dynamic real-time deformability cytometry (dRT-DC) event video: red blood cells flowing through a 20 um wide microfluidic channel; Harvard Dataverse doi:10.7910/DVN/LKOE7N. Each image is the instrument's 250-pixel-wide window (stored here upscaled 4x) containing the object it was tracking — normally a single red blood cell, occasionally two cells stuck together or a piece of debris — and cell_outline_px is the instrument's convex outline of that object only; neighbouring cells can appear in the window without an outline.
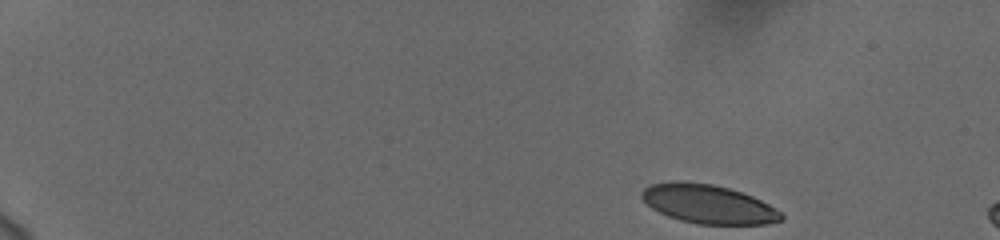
{"species": "human", "species_latin": "Homo sapiens", "temperature_condition": "cold", "stored_images_in_passage": 50, "camera_frame_rate_fps": 3000, "um_per_image_px": 0.085, "donor": {"sex": "female"}, "frame": {"image": 1, "passage_image": 1, "time_ms": 0.0, "image_size_px": [1000, 240], "cell_outline_px": [[784, 220], [764, 224], [700, 224], [680, 220], [668, 216], [652, 208], [640, 196], [640, 192], [644, 188], [652, 184], [672, 180], [680, 180], [712, 184], [728, 188], [752, 196], [768, 204], [780, 212], [784, 216]], "centroid_in_image_um": [60.18, 17.33], "position_along_channel_um": 24.8, "area_um2": 31.5}}
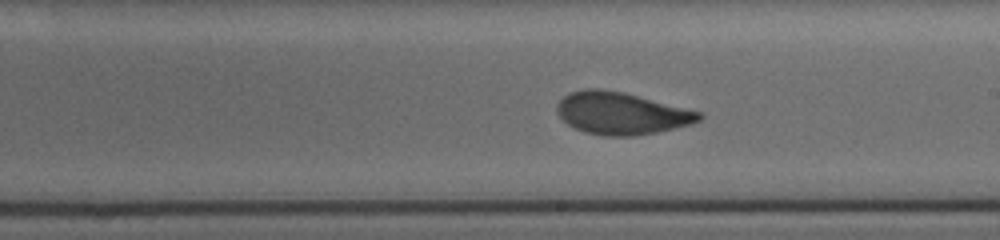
{"frame": {"image": 2, "passage_image": 29, "time_ms": 9.333, "image_size_px": [1000, 240], "cell_outline_px": [[704, 116], [700, 120], [692, 124], [656, 132], [632, 136], [604, 136], [584, 132], [568, 124], [556, 112], [556, 104], [568, 92], [584, 88], [600, 88], [624, 92], [700, 112]], "centroid_in_image_um": [52.78, 9.62], "position_along_channel_um": 236.2, "area_um2": 34.91}}
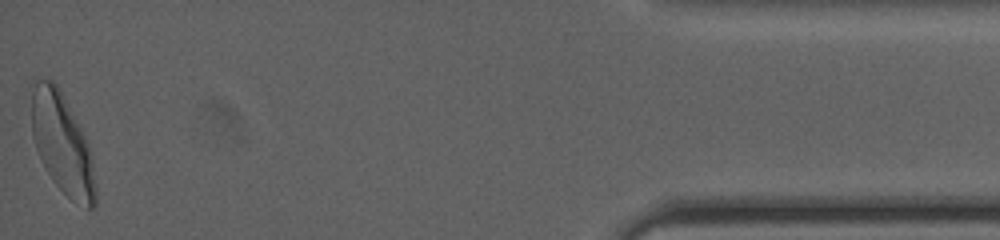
{"frame": {"image": 3, "passage_image": 50, "time_ms": 16.333, "image_size_px": [1000, 240], "cell_outline_px": [[96, 204], [92, 208], [88, 208], [72, 200], [52, 180], [44, 168], [40, 160], [32, 136], [32, 92], [36, 80], [52, 80], [56, 84], [80, 128], [88, 144], [92, 164], [96, 188]], "centroid_in_image_um": [5.27, 12.27], "position_along_channel_um": 429.9, "area_um2": 36.47}, "authors_computed_cell_mechanics": {"area_um2": 34.7667, "velocity_mm_per_s": 3.7365, "shape_relaxation_time_tau1_ms": 4.3437, "shape_relaxation_time_tau2_ms": 0.8747, "deformation_change_tau1": 0.1568, "deformation_change_tau2": 0.0624}}